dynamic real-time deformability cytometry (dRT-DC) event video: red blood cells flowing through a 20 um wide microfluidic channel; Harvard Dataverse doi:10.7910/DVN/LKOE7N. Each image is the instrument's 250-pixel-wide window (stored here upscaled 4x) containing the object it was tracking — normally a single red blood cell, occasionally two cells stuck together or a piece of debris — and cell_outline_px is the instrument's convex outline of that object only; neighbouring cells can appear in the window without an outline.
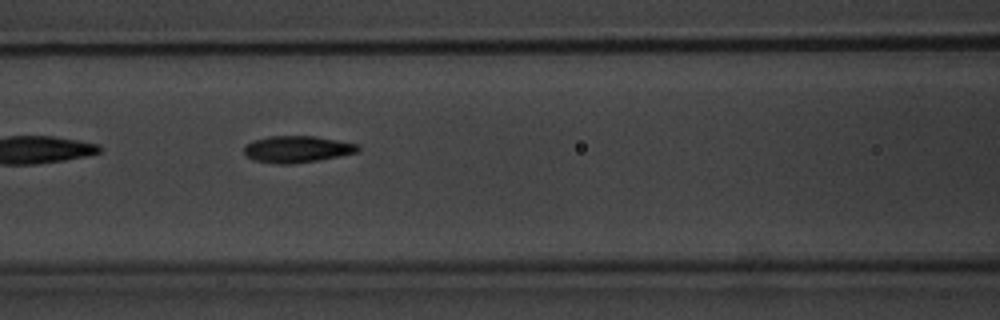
{"species": "common noctule bat (a hibernating species)", "species_latin": "Nyctalus noctula", "temperature_condition": "warm", "stored_images_in_passage": 5, "camera_frame_rate_fps": 3000, "um_per_image_px": 0.085, "animal": {"sex": "male", "body_mass_g": 20.1, "forearm_length_mm": 53.5}, "frame": {"image": 1, "passage_image": 3, "time_ms": 2.333, "image_size_px": [1000, 320], "cell_outline_px": [[360, 148], [356, 152], [340, 156], [292, 164], [276, 164], [252, 160], [244, 152], [244, 148], [248, 144], [256, 140], [268, 136], [312, 136], [360, 144]], "centroid_in_image_um": [25.26, 12.68], "position_along_channel_um": 141.3, "area_um2": 17.51}}